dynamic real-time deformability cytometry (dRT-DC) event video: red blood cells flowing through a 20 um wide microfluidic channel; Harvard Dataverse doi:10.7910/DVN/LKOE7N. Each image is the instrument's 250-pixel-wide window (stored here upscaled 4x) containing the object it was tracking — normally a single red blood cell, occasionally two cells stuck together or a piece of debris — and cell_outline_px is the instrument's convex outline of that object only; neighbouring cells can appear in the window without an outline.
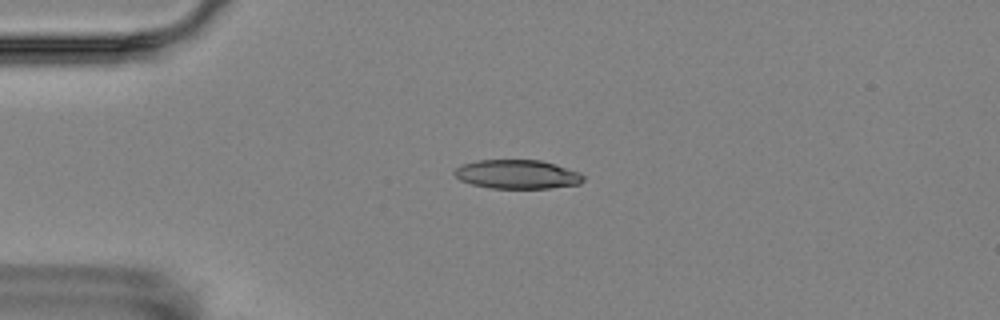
{"species": "Egyptian fruit bat (a non-hibernating species)", "species_latin": "Rousettus aegyptiacus", "temperature_condition": "room temperature", "stored_images_in_passage": 5, "camera_frame_rate_fps": 3000, "um_per_image_px": 0.085, "animal": {"sex": "female"}, "frame": {"image": 1, "passage_image": 4, "time_ms": 3.667, "image_size_px": [1000, 320], "cell_outline_px": [[584, 180], [580, 184], [548, 188], [488, 188], [472, 184], [460, 180], [452, 172], [456, 168], [464, 164], [476, 160], [540, 160], [556, 164], [580, 172], [584, 176]], "centroid_in_image_um": [43.98, 14.81], "position_along_channel_um": 41.0, "area_um2": 21.79}}